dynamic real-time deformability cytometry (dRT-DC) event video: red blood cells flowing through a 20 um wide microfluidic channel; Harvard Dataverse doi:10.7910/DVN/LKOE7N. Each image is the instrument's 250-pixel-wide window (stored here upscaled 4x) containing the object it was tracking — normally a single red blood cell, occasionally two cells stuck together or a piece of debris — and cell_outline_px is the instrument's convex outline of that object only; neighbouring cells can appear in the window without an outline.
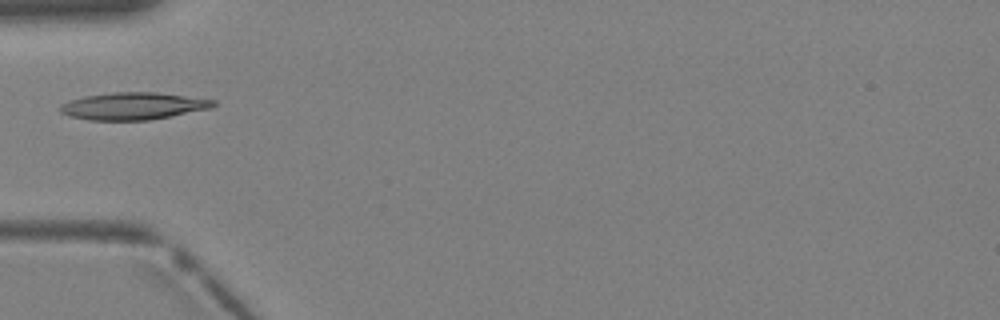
{"species": "Egyptian fruit bat (a non-hibernating species)", "species_latin": "Rousettus aegyptiacus", "temperature_condition": "warm", "stored_images_in_passage": 4, "camera_frame_rate_fps": 3000, "um_per_image_px": 0.085, "animal": {"sex": "female"}, "frame": {"image": 1, "passage_image": 4, "time_ms": 1.0, "image_size_px": [1000, 320], "cell_outline_px": [[216, 104], [212, 108], [172, 116], [148, 120], [88, 120], [68, 116], [60, 112], [56, 108], [60, 104], [68, 100], [84, 96], [112, 92], [160, 92], [216, 100]], "centroid_in_image_um": [11.29, 9.01], "position_along_channel_um": 73.7, "area_um2": 24.68}}